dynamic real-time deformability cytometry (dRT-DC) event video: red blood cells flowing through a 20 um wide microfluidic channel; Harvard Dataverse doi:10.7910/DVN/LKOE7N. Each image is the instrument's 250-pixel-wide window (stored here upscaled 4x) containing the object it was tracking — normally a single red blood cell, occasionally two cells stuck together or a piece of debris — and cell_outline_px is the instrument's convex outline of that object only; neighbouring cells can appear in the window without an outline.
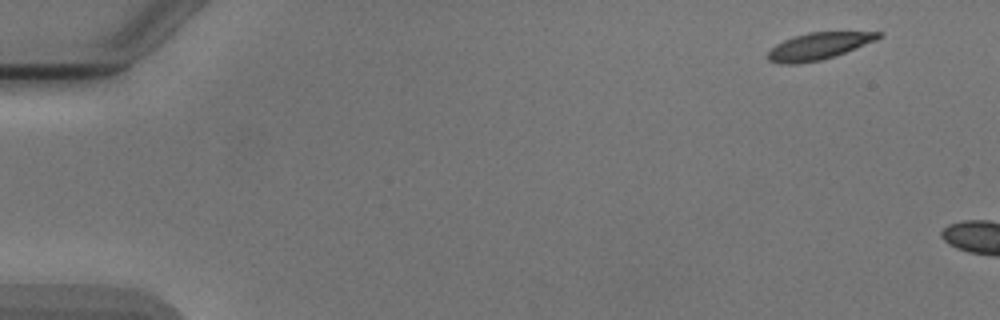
{"species": "Egyptian fruit bat (a non-hibernating species)", "species_latin": "Rousettus aegyptiacus", "temperature_condition": "cold", "stored_images_in_passage": 3, "camera_frame_rate_fps": 3000, "um_per_image_px": 0.085, "animal": {"sex": "male"}, "frame": {"image": 1, "passage_image": 1, "time_ms": 0.0, "image_size_px": [1000, 320], "cell_outline_px": [[884, 36], [876, 40], [844, 52], [820, 60], [796, 64], [780, 64], [768, 60], [768, 52], [776, 44], [784, 40], [808, 32], [880, 32]], "centroid_in_image_um": [69.56, 3.92], "position_along_channel_um": 15.4, "area_um2": 16.99}}